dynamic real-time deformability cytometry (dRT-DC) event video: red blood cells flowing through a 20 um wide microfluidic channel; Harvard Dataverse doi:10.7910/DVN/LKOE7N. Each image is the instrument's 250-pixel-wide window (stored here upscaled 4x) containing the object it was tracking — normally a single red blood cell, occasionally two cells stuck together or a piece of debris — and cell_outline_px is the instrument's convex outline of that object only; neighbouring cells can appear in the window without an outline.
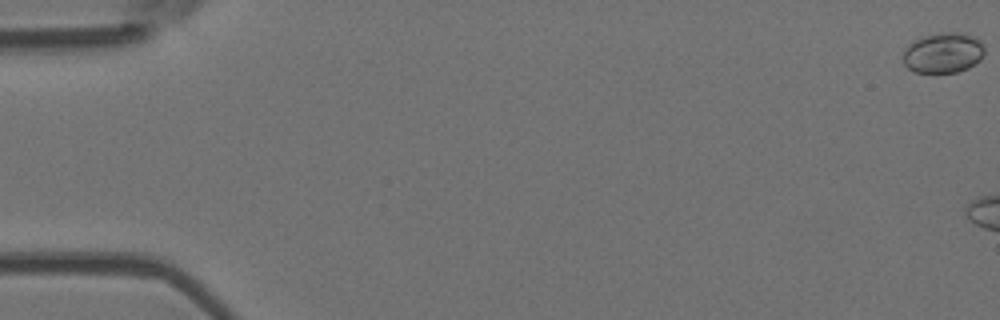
{"species": "Egyptian fruit bat (a non-hibernating species)", "species_latin": "Rousettus aegyptiacus", "temperature_condition": "room temperature", "stored_images_in_passage": 6, "camera_frame_rate_fps": 3000, "um_per_image_px": 0.085, "animal": {"sex": "female"}, "frame": {"image": 1, "passage_image": 1, "time_ms": 0.0, "image_size_px": [1000, 320], "cell_outline_px": [[984, 52], [980, 60], [968, 68], [956, 72], [916, 72], [908, 68], [904, 64], [904, 52], [908, 44], [924, 36], [948, 32], [956, 32], [980, 40], [984, 44]], "centroid_in_image_um": [80.18, 4.5], "position_along_channel_um": 4.8, "area_um2": 18.79}}